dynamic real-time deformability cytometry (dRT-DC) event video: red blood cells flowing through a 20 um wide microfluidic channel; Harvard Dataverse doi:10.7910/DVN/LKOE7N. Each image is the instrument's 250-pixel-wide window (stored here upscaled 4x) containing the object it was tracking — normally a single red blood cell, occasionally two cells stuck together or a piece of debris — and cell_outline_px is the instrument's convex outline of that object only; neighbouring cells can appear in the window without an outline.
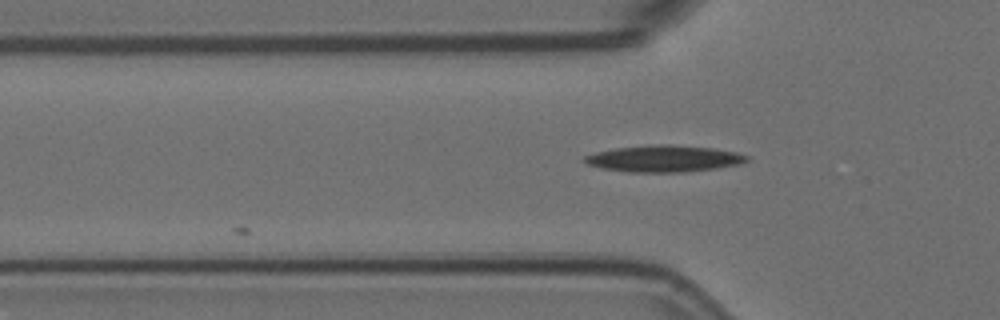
{"species": "Egyptian fruit bat (a non-hibernating species)", "species_latin": "Rousettus aegyptiacus", "temperature_condition": "room temperature", "stored_images_in_passage": 4, "camera_frame_rate_fps": 3000, "um_per_image_px": 0.085, "animal": {"sex": "female"}, "frame": {"image": 1, "passage_image": 4, "time_ms": 1.0, "image_size_px": [1000, 320], "cell_outline_px": [[748, 160], [736, 164], [716, 168], [684, 172], [628, 172], [600, 168], [588, 164], [584, 160], [584, 156], [596, 152], [616, 148], [652, 144], [668, 144], [712, 148], [736, 152], [748, 156]], "centroid_in_image_um": [56.4, 13.48], "position_along_channel_um": 69.4, "area_um2": 24.97}}